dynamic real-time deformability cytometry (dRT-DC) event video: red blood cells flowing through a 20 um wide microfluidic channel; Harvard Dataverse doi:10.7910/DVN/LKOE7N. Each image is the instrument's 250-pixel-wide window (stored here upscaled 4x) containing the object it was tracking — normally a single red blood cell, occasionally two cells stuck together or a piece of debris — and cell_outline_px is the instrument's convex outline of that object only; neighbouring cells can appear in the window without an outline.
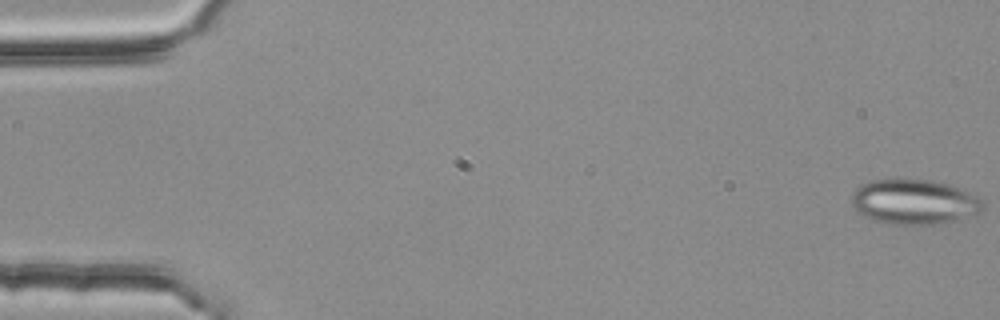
{"species": "common noctule bat (a hibernating species)", "species_latin": "Nyctalus noctula", "temperature_condition": "room temperature", "stored_images_in_passage": 54, "segment_of_instrument_passage": [1, 2], "camera_frame_rate_fps": 3000, "um_per_image_px": 0.085, "animal": {"sex": "female", "body_mass_g": 25.1}, "frame": {"image": 1, "passage_image": 1, "time_ms": 0.0, "image_size_px": [1000, 320], "cell_outline_px": [[984, 208], [980, 212], [948, 224], [884, 224], [872, 220], [856, 212], [852, 208], [852, 192], [860, 184], [868, 180], [932, 180], [948, 184], [960, 188], [984, 200]], "centroid_in_image_um": [77.7, 17.18], "position_along_channel_um": 7.3, "area_um2": 34.91}}